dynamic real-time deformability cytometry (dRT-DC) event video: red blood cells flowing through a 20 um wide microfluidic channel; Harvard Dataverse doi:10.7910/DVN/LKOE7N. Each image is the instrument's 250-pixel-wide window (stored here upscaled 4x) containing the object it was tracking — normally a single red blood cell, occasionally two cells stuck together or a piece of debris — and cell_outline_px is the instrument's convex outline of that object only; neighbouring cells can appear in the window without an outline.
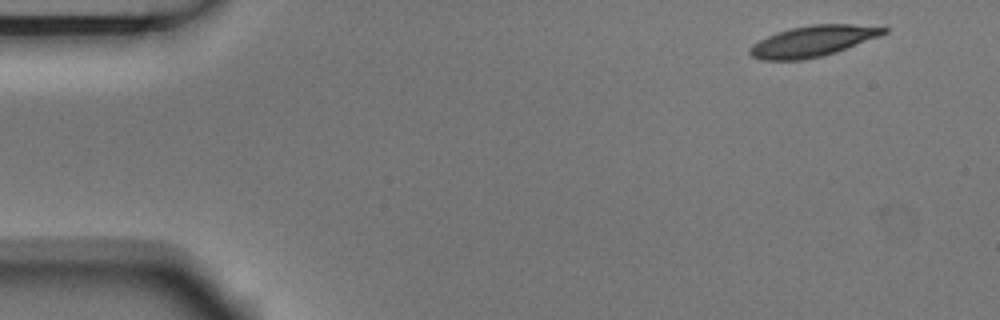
{"species": "Egyptian fruit bat (a non-hibernating species)", "species_latin": "Rousettus aegyptiacus", "temperature_condition": "room temperature", "stored_images_in_passage": 4, "camera_frame_rate_fps": 3000, "um_per_image_px": 0.085, "animal": {"sex": "male"}, "frame": {"image": 1, "passage_image": 1, "time_ms": 0.0, "image_size_px": [1000, 320], "cell_outline_px": [[888, 32], [880, 36], [836, 52], [804, 60], [760, 60], [752, 56], [748, 52], [748, 48], [752, 44], [776, 32], [792, 28], [812, 24], [852, 24], [888, 28]], "centroid_in_image_um": [69.07, 3.5], "position_along_channel_um": 15.9, "area_um2": 24.04}}
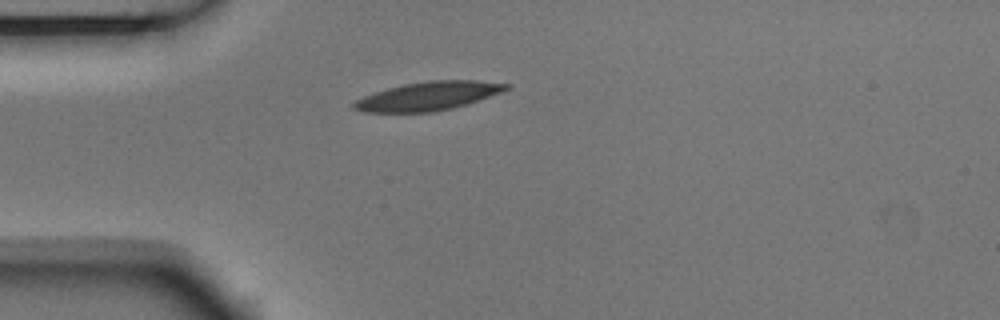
{"frame": {"image": 2, "passage_image": 4, "time_ms": 1.0, "image_size_px": [1000, 320], "cell_outline_px": [[512, 84], [508, 88], [500, 92], [452, 108], [432, 112], [364, 112], [352, 108], [352, 104], [356, 100], [364, 96], [388, 88], [404, 84], [428, 80], [476, 80]], "centroid_in_image_um": [36.36, 8.16], "position_along_channel_um": 48.6, "area_um2": 25.03}}